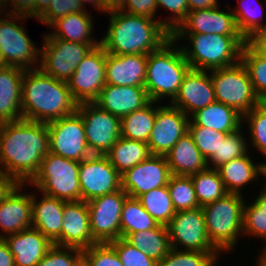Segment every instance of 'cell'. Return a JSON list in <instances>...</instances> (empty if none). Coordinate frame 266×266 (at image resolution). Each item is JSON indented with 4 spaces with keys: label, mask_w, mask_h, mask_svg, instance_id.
Here are the masks:
<instances>
[{
    "label": "cell",
    "mask_w": 266,
    "mask_h": 266,
    "mask_svg": "<svg viewBox=\"0 0 266 266\" xmlns=\"http://www.w3.org/2000/svg\"><path fill=\"white\" fill-rule=\"evenodd\" d=\"M246 43L261 57L266 58V29L255 32Z\"/></svg>",
    "instance_id": "cell-53"
},
{
    "label": "cell",
    "mask_w": 266,
    "mask_h": 266,
    "mask_svg": "<svg viewBox=\"0 0 266 266\" xmlns=\"http://www.w3.org/2000/svg\"><path fill=\"white\" fill-rule=\"evenodd\" d=\"M167 228L171 248L188 251L219 252L207 236L202 207L176 212Z\"/></svg>",
    "instance_id": "cell-14"
},
{
    "label": "cell",
    "mask_w": 266,
    "mask_h": 266,
    "mask_svg": "<svg viewBox=\"0 0 266 266\" xmlns=\"http://www.w3.org/2000/svg\"><path fill=\"white\" fill-rule=\"evenodd\" d=\"M264 158L266 159V156H264ZM264 159V161L265 162H261V161H259V182H260V180H261V182L263 181V179L262 178H264V177H266V160ZM262 177V178H261ZM264 180L266 181V179L264 178ZM265 184H264V186L262 187L263 189H265L266 190V182H264Z\"/></svg>",
    "instance_id": "cell-60"
},
{
    "label": "cell",
    "mask_w": 266,
    "mask_h": 266,
    "mask_svg": "<svg viewBox=\"0 0 266 266\" xmlns=\"http://www.w3.org/2000/svg\"><path fill=\"white\" fill-rule=\"evenodd\" d=\"M156 116V102L121 117V137L148 142Z\"/></svg>",
    "instance_id": "cell-34"
},
{
    "label": "cell",
    "mask_w": 266,
    "mask_h": 266,
    "mask_svg": "<svg viewBox=\"0 0 266 266\" xmlns=\"http://www.w3.org/2000/svg\"><path fill=\"white\" fill-rule=\"evenodd\" d=\"M157 7L165 8L171 12V16L163 20V25L173 33L186 19L189 13L187 0H156Z\"/></svg>",
    "instance_id": "cell-50"
},
{
    "label": "cell",
    "mask_w": 266,
    "mask_h": 266,
    "mask_svg": "<svg viewBox=\"0 0 266 266\" xmlns=\"http://www.w3.org/2000/svg\"><path fill=\"white\" fill-rule=\"evenodd\" d=\"M40 47L39 69L57 80L67 82L77 65L93 48L90 44L76 43L45 37Z\"/></svg>",
    "instance_id": "cell-10"
},
{
    "label": "cell",
    "mask_w": 266,
    "mask_h": 266,
    "mask_svg": "<svg viewBox=\"0 0 266 266\" xmlns=\"http://www.w3.org/2000/svg\"><path fill=\"white\" fill-rule=\"evenodd\" d=\"M167 186L176 212L200 207L191 176L171 175Z\"/></svg>",
    "instance_id": "cell-42"
},
{
    "label": "cell",
    "mask_w": 266,
    "mask_h": 266,
    "mask_svg": "<svg viewBox=\"0 0 266 266\" xmlns=\"http://www.w3.org/2000/svg\"><path fill=\"white\" fill-rule=\"evenodd\" d=\"M67 84L78 104L92 103L97 99L106 85V52L101 44L82 59Z\"/></svg>",
    "instance_id": "cell-13"
},
{
    "label": "cell",
    "mask_w": 266,
    "mask_h": 266,
    "mask_svg": "<svg viewBox=\"0 0 266 266\" xmlns=\"http://www.w3.org/2000/svg\"><path fill=\"white\" fill-rule=\"evenodd\" d=\"M150 155L146 142L124 137H120L106 154L112 166L120 174L143 162Z\"/></svg>",
    "instance_id": "cell-32"
},
{
    "label": "cell",
    "mask_w": 266,
    "mask_h": 266,
    "mask_svg": "<svg viewBox=\"0 0 266 266\" xmlns=\"http://www.w3.org/2000/svg\"><path fill=\"white\" fill-rule=\"evenodd\" d=\"M79 163L48 153L42 160L37 173L26 184L45 195L65 201L81 200Z\"/></svg>",
    "instance_id": "cell-7"
},
{
    "label": "cell",
    "mask_w": 266,
    "mask_h": 266,
    "mask_svg": "<svg viewBox=\"0 0 266 266\" xmlns=\"http://www.w3.org/2000/svg\"><path fill=\"white\" fill-rule=\"evenodd\" d=\"M250 153V155H249ZM251 152L230 160L229 162L221 165L217 168L220 178L222 179L224 186L228 193L242 194L243 189L248 184L254 185L259 180V162L256 163L251 158ZM256 182V183H255Z\"/></svg>",
    "instance_id": "cell-30"
},
{
    "label": "cell",
    "mask_w": 266,
    "mask_h": 266,
    "mask_svg": "<svg viewBox=\"0 0 266 266\" xmlns=\"http://www.w3.org/2000/svg\"><path fill=\"white\" fill-rule=\"evenodd\" d=\"M191 178L200 207L215 202L228 193L217 169L206 168L191 175Z\"/></svg>",
    "instance_id": "cell-36"
},
{
    "label": "cell",
    "mask_w": 266,
    "mask_h": 266,
    "mask_svg": "<svg viewBox=\"0 0 266 266\" xmlns=\"http://www.w3.org/2000/svg\"><path fill=\"white\" fill-rule=\"evenodd\" d=\"M190 69L181 46L173 37L149 53L144 87L150 101L159 104L168 98L172 102Z\"/></svg>",
    "instance_id": "cell-5"
},
{
    "label": "cell",
    "mask_w": 266,
    "mask_h": 266,
    "mask_svg": "<svg viewBox=\"0 0 266 266\" xmlns=\"http://www.w3.org/2000/svg\"><path fill=\"white\" fill-rule=\"evenodd\" d=\"M22 119L49 123L77 111L67 82L57 80L39 68L25 70L22 81Z\"/></svg>",
    "instance_id": "cell-3"
},
{
    "label": "cell",
    "mask_w": 266,
    "mask_h": 266,
    "mask_svg": "<svg viewBox=\"0 0 266 266\" xmlns=\"http://www.w3.org/2000/svg\"><path fill=\"white\" fill-rule=\"evenodd\" d=\"M137 199L158 224L167 226L176 214L168 186L158 187L146 192Z\"/></svg>",
    "instance_id": "cell-39"
},
{
    "label": "cell",
    "mask_w": 266,
    "mask_h": 266,
    "mask_svg": "<svg viewBox=\"0 0 266 266\" xmlns=\"http://www.w3.org/2000/svg\"><path fill=\"white\" fill-rule=\"evenodd\" d=\"M82 258L88 266H124L110 243H95L83 249Z\"/></svg>",
    "instance_id": "cell-46"
},
{
    "label": "cell",
    "mask_w": 266,
    "mask_h": 266,
    "mask_svg": "<svg viewBox=\"0 0 266 266\" xmlns=\"http://www.w3.org/2000/svg\"><path fill=\"white\" fill-rule=\"evenodd\" d=\"M32 192V227L39 230L52 244L61 246L63 208L65 200L51 197L42 193L37 198Z\"/></svg>",
    "instance_id": "cell-25"
},
{
    "label": "cell",
    "mask_w": 266,
    "mask_h": 266,
    "mask_svg": "<svg viewBox=\"0 0 266 266\" xmlns=\"http://www.w3.org/2000/svg\"><path fill=\"white\" fill-rule=\"evenodd\" d=\"M47 123L21 119L0 123V171L27 184L49 153Z\"/></svg>",
    "instance_id": "cell-1"
},
{
    "label": "cell",
    "mask_w": 266,
    "mask_h": 266,
    "mask_svg": "<svg viewBox=\"0 0 266 266\" xmlns=\"http://www.w3.org/2000/svg\"><path fill=\"white\" fill-rule=\"evenodd\" d=\"M147 58L146 54L106 53V84L144 87Z\"/></svg>",
    "instance_id": "cell-24"
},
{
    "label": "cell",
    "mask_w": 266,
    "mask_h": 266,
    "mask_svg": "<svg viewBox=\"0 0 266 266\" xmlns=\"http://www.w3.org/2000/svg\"><path fill=\"white\" fill-rule=\"evenodd\" d=\"M215 95L209 71L190 69L184 76L179 91L170 103L187 116L214 103Z\"/></svg>",
    "instance_id": "cell-19"
},
{
    "label": "cell",
    "mask_w": 266,
    "mask_h": 266,
    "mask_svg": "<svg viewBox=\"0 0 266 266\" xmlns=\"http://www.w3.org/2000/svg\"><path fill=\"white\" fill-rule=\"evenodd\" d=\"M4 66H6V65L4 64V61H3V58H2V55H1V52H0V68L4 67Z\"/></svg>",
    "instance_id": "cell-64"
},
{
    "label": "cell",
    "mask_w": 266,
    "mask_h": 266,
    "mask_svg": "<svg viewBox=\"0 0 266 266\" xmlns=\"http://www.w3.org/2000/svg\"><path fill=\"white\" fill-rule=\"evenodd\" d=\"M8 8H9V0H0V13H2L4 15H8L9 14Z\"/></svg>",
    "instance_id": "cell-62"
},
{
    "label": "cell",
    "mask_w": 266,
    "mask_h": 266,
    "mask_svg": "<svg viewBox=\"0 0 266 266\" xmlns=\"http://www.w3.org/2000/svg\"><path fill=\"white\" fill-rule=\"evenodd\" d=\"M220 252H200L171 248L158 266H217Z\"/></svg>",
    "instance_id": "cell-44"
},
{
    "label": "cell",
    "mask_w": 266,
    "mask_h": 266,
    "mask_svg": "<svg viewBox=\"0 0 266 266\" xmlns=\"http://www.w3.org/2000/svg\"><path fill=\"white\" fill-rule=\"evenodd\" d=\"M249 2H254L255 5L253 3L250 5ZM252 2L250 0H238L239 7L236 6V9H231L237 28L245 40L249 39L255 32L266 29V22L263 21L264 5L260 0H252Z\"/></svg>",
    "instance_id": "cell-37"
},
{
    "label": "cell",
    "mask_w": 266,
    "mask_h": 266,
    "mask_svg": "<svg viewBox=\"0 0 266 266\" xmlns=\"http://www.w3.org/2000/svg\"><path fill=\"white\" fill-rule=\"evenodd\" d=\"M197 126L223 133H232L243 126V115L233 107L215 101L207 107L197 110L190 116Z\"/></svg>",
    "instance_id": "cell-31"
},
{
    "label": "cell",
    "mask_w": 266,
    "mask_h": 266,
    "mask_svg": "<svg viewBox=\"0 0 266 266\" xmlns=\"http://www.w3.org/2000/svg\"><path fill=\"white\" fill-rule=\"evenodd\" d=\"M81 200L115 192L121 188V174L112 166L106 155H91L79 163Z\"/></svg>",
    "instance_id": "cell-16"
},
{
    "label": "cell",
    "mask_w": 266,
    "mask_h": 266,
    "mask_svg": "<svg viewBox=\"0 0 266 266\" xmlns=\"http://www.w3.org/2000/svg\"><path fill=\"white\" fill-rule=\"evenodd\" d=\"M209 73L217 102L233 107L242 115L261 103L242 61L233 66L209 70Z\"/></svg>",
    "instance_id": "cell-8"
},
{
    "label": "cell",
    "mask_w": 266,
    "mask_h": 266,
    "mask_svg": "<svg viewBox=\"0 0 266 266\" xmlns=\"http://www.w3.org/2000/svg\"><path fill=\"white\" fill-rule=\"evenodd\" d=\"M13 254L15 266H36L45 256L52 242L34 227L3 238Z\"/></svg>",
    "instance_id": "cell-26"
},
{
    "label": "cell",
    "mask_w": 266,
    "mask_h": 266,
    "mask_svg": "<svg viewBox=\"0 0 266 266\" xmlns=\"http://www.w3.org/2000/svg\"><path fill=\"white\" fill-rule=\"evenodd\" d=\"M97 243L90 230V215L87 202L66 201L63 208L61 246L79 249Z\"/></svg>",
    "instance_id": "cell-21"
},
{
    "label": "cell",
    "mask_w": 266,
    "mask_h": 266,
    "mask_svg": "<svg viewBox=\"0 0 266 266\" xmlns=\"http://www.w3.org/2000/svg\"><path fill=\"white\" fill-rule=\"evenodd\" d=\"M19 184L0 204V238L21 232L32 226V192H23Z\"/></svg>",
    "instance_id": "cell-22"
},
{
    "label": "cell",
    "mask_w": 266,
    "mask_h": 266,
    "mask_svg": "<svg viewBox=\"0 0 266 266\" xmlns=\"http://www.w3.org/2000/svg\"><path fill=\"white\" fill-rule=\"evenodd\" d=\"M82 6L84 9L86 8L87 4H91L90 6L93 5L95 7V10H98L99 12L103 13V3L102 0H80ZM86 4V5H85Z\"/></svg>",
    "instance_id": "cell-59"
},
{
    "label": "cell",
    "mask_w": 266,
    "mask_h": 266,
    "mask_svg": "<svg viewBox=\"0 0 266 266\" xmlns=\"http://www.w3.org/2000/svg\"><path fill=\"white\" fill-rule=\"evenodd\" d=\"M244 131L245 128L242 126L239 130L227 134L224 141L220 144L218 154H213L207 160V168L217 169L230 160L247 154L250 150L248 147L250 146L248 145V138H246L247 135H243Z\"/></svg>",
    "instance_id": "cell-40"
},
{
    "label": "cell",
    "mask_w": 266,
    "mask_h": 266,
    "mask_svg": "<svg viewBox=\"0 0 266 266\" xmlns=\"http://www.w3.org/2000/svg\"><path fill=\"white\" fill-rule=\"evenodd\" d=\"M261 189V193L254 197L253 203L244 205L243 214V235L260 238L266 246V190Z\"/></svg>",
    "instance_id": "cell-38"
},
{
    "label": "cell",
    "mask_w": 266,
    "mask_h": 266,
    "mask_svg": "<svg viewBox=\"0 0 266 266\" xmlns=\"http://www.w3.org/2000/svg\"><path fill=\"white\" fill-rule=\"evenodd\" d=\"M51 0H35V19H37L50 5Z\"/></svg>",
    "instance_id": "cell-58"
},
{
    "label": "cell",
    "mask_w": 266,
    "mask_h": 266,
    "mask_svg": "<svg viewBox=\"0 0 266 266\" xmlns=\"http://www.w3.org/2000/svg\"><path fill=\"white\" fill-rule=\"evenodd\" d=\"M188 132L206 161L213 154H218L220 144L228 134L203 126H197L191 120L188 123Z\"/></svg>",
    "instance_id": "cell-45"
},
{
    "label": "cell",
    "mask_w": 266,
    "mask_h": 266,
    "mask_svg": "<svg viewBox=\"0 0 266 266\" xmlns=\"http://www.w3.org/2000/svg\"><path fill=\"white\" fill-rule=\"evenodd\" d=\"M19 184L20 183L15 178L0 171V204Z\"/></svg>",
    "instance_id": "cell-54"
},
{
    "label": "cell",
    "mask_w": 266,
    "mask_h": 266,
    "mask_svg": "<svg viewBox=\"0 0 266 266\" xmlns=\"http://www.w3.org/2000/svg\"><path fill=\"white\" fill-rule=\"evenodd\" d=\"M116 250L124 266H158L159 263L140 251L124 238L109 242Z\"/></svg>",
    "instance_id": "cell-48"
},
{
    "label": "cell",
    "mask_w": 266,
    "mask_h": 266,
    "mask_svg": "<svg viewBox=\"0 0 266 266\" xmlns=\"http://www.w3.org/2000/svg\"><path fill=\"white\" fill-rule=\"evenodd\" d=\"M165 158L171 175L191 176L207 168V161L189 132L175 143Z\"/></svg>",
    "instance_id": "cell-28"
},
{
    "label": "cell",
    "mask_w": 266,
    "mask_h": 266,
    "mask_svg": "<svg viewBox=\"0 0 266 266\" xmlns=\"http://www.w3.org/2000/svg\"><path fill=\"white\" fill-rule=\"evenodd\" d=\"M25 69L16 66L0 68V123L22 119V81Z\"/></svg>",
    "instance_id": "cell-27"
},
{
    "label": "cell",
    "mask_w": 266,
    "mask_h": 266,
    "mask_svg": "<svg viewBox=\"0 0 266 266\" xmlns=\"http://www.w3.org/2000/svg\"><path fill=\"white\" fill-rule=\"evenodd\" d=\"M125 0H102L103 13H108L114 10H120L124 5Z\"/></svg>",
    "instance_id": "cell-57"
},
{
    "label": "cell",
    "mask_w": 266,
    "mask_h": 266,
    "mask_svg": "<svg viewBox=\"0 0 266 266\" xmlns=\"http://www.w3.org/2000/svg\"><path fill=\"white\" fill-rule=\"evenodd\" d=\"M241 61L248 70L257 97L261 102H266V58L246 43L241 52Z\"/></svg>",
    "instance_id": "cell-43"
},
{
    "label": "cell",
    "mask_w": 266,
    "mask_h": 266,
    "mask_svg": "<svg viewBox=\"0 0 266 266\" xmlns=\"http://www.w3.org/2000/svg\"><path fill=\"white\" fill-rule=\"evenodd\" d=\"M159 224L137 198L127 197L121 212V238L128 234L156 228Z\"/></svg>",
    "instance_id": "cell-35"
},
{
    "label": "cell",
    "mask_w": 266,
    "mask_h": 266,
    "mask_svg": "<svg viewBox=\"0 0 266 266\" xmlns=\"http://www.w3.org/2000/svg\"><path fill=\"white\" fill-rule=\"evenodd\" d=\"M189 12L199 10V9H207L213 8L216 5L215 0H187Z\"/></svg>",
    "instance_id": "cell-56"
},
{
    "label": "cell",
    "mask_w": 266,
    "mask_h": 266,
    "mask_svg": "<svg viewBox=\"0 0 266 266\" xmlns=\"http://www.w3.org/2000/svg\"><path fill=\"white\" fill-rule=\"evenodd\" d=\"M22 15H3L0 17V52L5 65L16 66L25 70L39 67L40 48L27 33L21 20H27Z\"/></svg>",
    "instance_id": "cell-9"
},
{
    "label": "cell",
    "mask_w": 266,
    "mask_h": 266,
    "mask_svg": "<svg viewBox=\"0 0 266 266\" xmlns=\"http://www.w3.org/2000/svg\"><path fill=\"white\" fill-rule=\"evenodd\" d=\"M0 266H15L13 254L3 238H0Z\"/></svg>",
    "instance_id": "cell-55"
},
{
    "label": "cell",
    "mask_w": 266,
    "mask_h": 266,
    "mask_svg": "<svg viewBox=\"0 0 266 266\" xmlns=\"http://www.w3.org/2000/svg\"><path fill=\"white\" fill-rule=\"evenodd\" d=\"M75 266H88L85 260L82 258Z\"/></svg>",
    "instance_id": "cell-63"
},
{
    "label": "cell",
    "mask_w": 266,
    "mask_h": 266,
    "mask_svg": "<svg viewBox=\"0 0 266 266\" xmlns=\"http://www.w3.org/2000/svg\"><path fill=\"white\" fill-rule=\"evenodd\" d=\"M220 6L189 12L173 33L241 35L231 11L232 7L227 4V10H222Z\"/></svg>",
    "instance_id": "cell-20"
},
{
    "label": "cell",
    "mask_w": 266,
    "mask_h": 266,
    "mask_svg": "<svg viewBox=\"0 0 266 266\" xmlns=\"http://www.w3.org/2000/svg\"><path fill=\"white\" fill-rule=\"evenodd\" d=\"M172 37L177 43L187 40V44L181 46L185 59L191 69L204 71L237 64L246 44L242 35L172 33Z\"/></svg>",
    "instance_id": "cell-4"
},
{
    "label": "cell",
    "mask_w": 266,
    "mask_h": 266,
    "mask_svg": "<svg viewBox=\"0 0 266 266\" xmlns=\"http://www.w3.org/2000/svg\"><path fill=\"white\" fill-rule=\"evenodd\" d=\"M93 17L88 11L71 13L55 21L50 28L55 31L43 34L45 37H55L65 41L90 44L93 48L100 40L93 37ZM99 40V41H98Z\"/></svg>",
    "instance_id": "cell-29"
},
{
    "label": "cell",
    "mask_w": 266,
    "mask_h": 266,
    "mask_svg": "<svg viewBox=\"0 0 266 266\" xmlns=\"http://www.w3.org/2000/svg\"><path fill=\"white\" fill-rule=\"evenodd\" d=\"M88 149L92 155H106L121 137V118L99 108L95 103H80Z\"/></svg>",
    "instance_id": "cell-11"
},
{
    "label": "cell",
    "mask_w": 266,
    "mask_h": 266,
    "mask_svg": "<svg viewBox=\"0 0 266 266\" xmlns=\"http://www.w3.org/2000/svg\"><path fill=\"white\" fill-rule=\"evenodd\" d=\"M190 117L169 104L157 105L154 126L147 142L151 155H166L188 132Z\"/></svg>",
    "instance_id": "cell-17"
},
{
    "label": "cell",
    "mask_w": 266,
    "mask_h": 266,
    "mask_svg": "<svg viewBox=\"0 0 266 266\" xmlns=\"http://www.w3.org/2000/svg\"><path fill=\"white\" fill-rule=\"evenodd\" d=\"M123 12L144 16L151 19L156 18L158 7L156 0H125L123 7L120 9Z\"/></svg>",
    "instance_id": "cell-51"
},
{
    "label": "cell",
    "mask_w": 266,
    "mask_h": 266,
    "mask_svg": "<svg viewBox=\"0 0 266 266\" xmlns=\"http://www.w3.org/2000/svg\"><path fill=\"white\" fill-rule=\"evenodd\" d=\"M243 128H248V145L266 156V102H261L243 115ZM244 124H246L244 126ZM250 138V139H249Z\"/></svg>",
    "instance_id": "cell-41"
},
{
    "label": "cell",
    "mask_w": 266,
    "mask_h": 266,
    "mask_svg": "<svg viewBox=\"0 0 266 266\" xmlns=\"http://www.w3.org/2000/svg\"><path fill=\"white\" fill-rule=\"evenodd\" d=\"M124 239L158 263L171 250L168 228L162 224L150 230L128 234Z\"/></svg>",
    "instance_id": "cell-33"
},
{
    "label": "cell",
    "mask_w": 266,
    "mask_h": 266,
    "mask_svg": "<svg viewBox=\"0 0 266 266\" xmlns=\"http://www.w3.org/2000/svg\"><path fill=\"white\" fill-rule=\"evenodd\" d=\"M243 194L227 193L202 207L207 236L221 253L234 251L243 235V214L246 202Z\"/></svg>",
    "instance_id": "cell-6"
},
{
    "label": "cell",
    "mask_w": 266,
    "mask_h": 266,
    "mask_svg": "<svg viewBox=\"0 0 266 266\" xmlns=\"http://www.w3.org/2000/svg\"><path fill=\"white\" fill-rule=\"evenodd\" d=\"M149 102L145 87L106 84L93 103L121 118L143 108Z\"/></svg>",
    "instance_id": "cell-23"
},
{
    "label": "cell",
    "mask_w": 266,
    "mask_h": 266,
    "mask_svg": "<svg viewBox=\"0 0 266 266\" xmlns=\"http://www.w3.org/2000/svg\"><path fill=\"white\" fill-rule=\"evenodd\" d=\"M49 152L81 162L92 154L88 149L81 115L73 114L47 123Z\"/></svg>",
    "instance_id": "cell-12"
},
{
    "label": "cell",
    "mask_w": 266,
    "mask_h": 266,
    "mask_svg": "<svg viewBox=\"0 0 266 266\" xmlns=\"http://www.w3.org/2000/svg\"><path fill=\"white\" fill-rule=\"evenodd\" d=\"M11 6V7H10ZM9 14L35 18V0H9Z\"/></svg>",
    "instance_id": "cell-52"
},
{
    "label": "cell",
    "mask_w": 266,
    "mask_h": 266,
    "mask_svg": "<svg viewBox=\"0 0 266 266\" xmlns=\"http://www.w3.org/2000/svg\"><path fill=\"white\" fill-rule=\"evenodd\" d=\"M82 259V249L53 244L36 266H75Z\"/></svg>",
    "instance_id": "cell-47"
},
{
    "label": "cell",
    "mask_w": 266,
    "mask_h": 266,
    "mask_svg": "<svg viewBox=\"0 0 266 266\" xmlns=\"http://www.w3.org/2000/svg\"><path fill=\"white\" fill-rule=\"evenodd\" d=\"M109 25L100 44L114 55L146 54L159 49L172 33L159 20L132 15L122 10L106 13Z\"/></svg>",
    "instance_id": "cell-2"
},
{
    "label": "cell",
    "mask_w": 266,
    "mask_h": 266,
    "mask_svg": "<svg viewBox=\"0 0 266 266\" xmlns=\"http://www.w3.org/2000/svg\"><path fill=\"white\" fill-rule=\"evenodd\" d=\"M86 10L80 0H51L49 7L36 20L49 27L68 14Z\"/></svg>",
    "instance_id": "cell-49"
},
{
    "label": "cell",
    "mask_w": 266,
    "mask_h": 266,
    "mask_svg": "<svg viewBox=\"0 0 266 266\" xmlns=\"http://www.w3.org/2000/svg\"><path fill=\"white\" fill-rule=\"evenodd\" d=\"M262 248L263 249L260 250V255H257L259 259H257L258 261H256V266H266V246H262Z\"/></svg>",
    "instance_id": "cell-61"
},
{
    "label": "cell",
    "mask_w": 266,
    "mask_h": 266,
    "mask_svg": "<svg viewBox=\"0 0 266 266\" xmlns=\"http://www.w3.org/2000/svg\"><path fill=\"white\" fill-rule=\"evenodd\" d=\"M128 194L117 190L87 202L90 230L97 243H109L121 238V212Z\"/></svg>",
    "instance_id": "cell-15"
},
{
    "label": "cell",
    "mask_w": 266,
    "mask_h": 266,
    "mask_svg": "<svg viewBox=\"0 0 266 266\" xmlns=\"http://www.w3.org/2000/svg\"><path fill=\"white\" fill-rule=\"evenodd\" d=\"M171 172L164 155H150L143 162L121 174V188L129 197L168 185Z\"/></svg>",
    "instance_id": "cell-18"
}]
</instances>
